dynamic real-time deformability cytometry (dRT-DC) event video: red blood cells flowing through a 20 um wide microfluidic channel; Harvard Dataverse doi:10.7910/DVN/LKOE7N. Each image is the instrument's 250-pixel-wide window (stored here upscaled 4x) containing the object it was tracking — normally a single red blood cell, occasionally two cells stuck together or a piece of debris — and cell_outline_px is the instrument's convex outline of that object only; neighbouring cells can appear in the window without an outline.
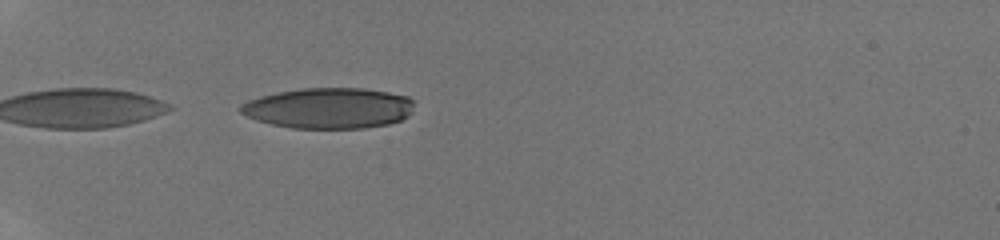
{"species": "human", "species_latin": "Homo sapiens", "temperature_condition": "room temperature", "stored_images_in_passage": 6, "camera_frame_rate_fps": 3000, "um_per_image_px": 0.085, "donor": {"sex": "male"}, "frame": {"image": 1, "passage_image": 1, "time_ms": 0.0, "image_size_px": [1000, 240], "cell_outline_px": [[412, 112], [408, 116], [400, 120], [388, 124], [364, 128], [292, 128], [272, 124], [256, 120], [240, 112], [236, 108], [240, 104], [248, 100], [260, 96], [276, 92], [300, 88], [364, 88], [388, 92], [408, 96], [412, 100]], "centroid_in_image_um": [27.92, 9.18], "position_along_channel_um": 57.1, "area_um2": 41.38}}
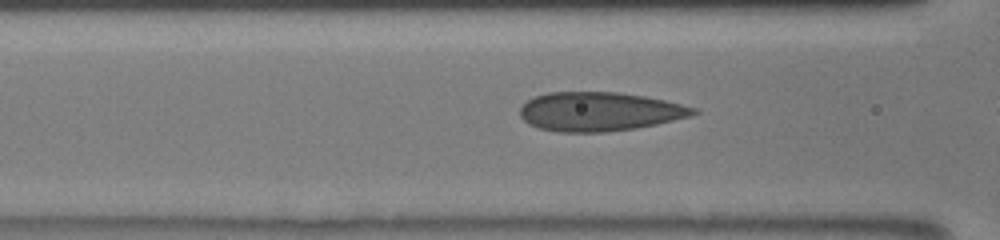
{"frame": {"image": 2, "passage_image": 4, "time_ms": 1.0, "image_size_px": [1000, 240], "cell_outline_px": [[700, 112], [692, 116], [656, 124], [636, 128], [608, 132], [560, 132], [540, 128], [528, 124], [520, 116], [520, 108], [528, 100], [536, 96], [548, 92], [620, 92], [644, 96], [664, 100], [696, 108]], "centroid_in_image_um": [50.96, 9.48], "position_along_channel_um": 115.6, "area_um2": 39.36}}